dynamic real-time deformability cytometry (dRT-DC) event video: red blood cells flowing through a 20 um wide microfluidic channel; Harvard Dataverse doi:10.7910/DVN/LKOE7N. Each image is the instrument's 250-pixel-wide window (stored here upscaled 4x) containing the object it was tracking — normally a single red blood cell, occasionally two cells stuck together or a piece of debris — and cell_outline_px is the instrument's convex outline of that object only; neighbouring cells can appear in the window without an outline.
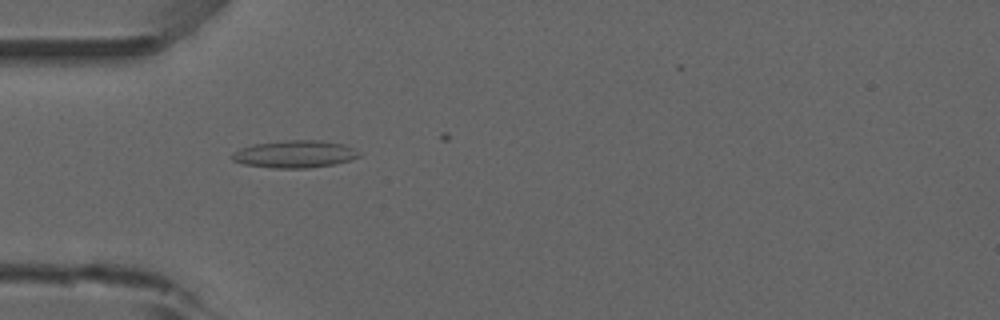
{"species": "common noctule bat (a hibernating species)", "species_latin": "Nyctalus noctula", "temperature_condition": "room temperature", "stored_images_in_passage": 13, "camera_frame_rate_fps": 3000, "um_per_image_px": 0.085, "animal": {"sex": "male", "forearm_length_mm": 52.5}, "frame": {"image": 1, "passage_image": 9, "time_ms": 2.667, "image_size_px": [1000, 320], "cell_outline_px": [[360, 156], [336, 164], [308, 168], [276, 168], [244, 164], [232, 160], [232, 152], [240, 148], [252, 144], [288, 140], [320, 140], [344, 144], [360, 152]], "centroid_in_image_um": [25.05, 13.09], "position_along_channel_um": 60.0, "area_um2": 20.23}}
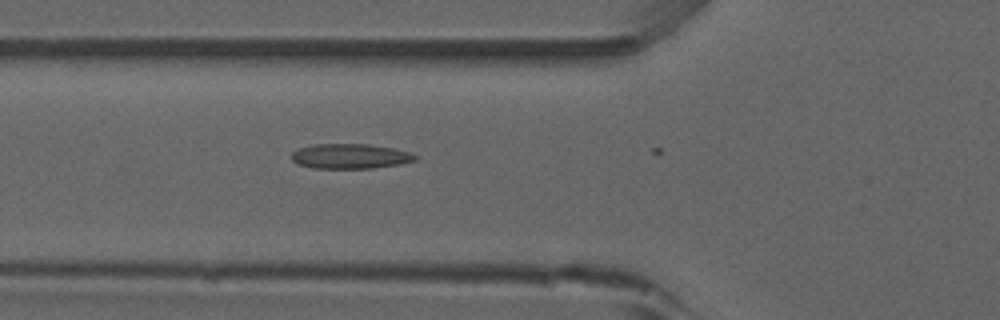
{"frame": {"image": 2, "passage_image": 12, "time_ms": 3.667, "image_size_px": [1000, 320], "cell_outline_px": [[416, 160], [400, 164], [372, 168], [312, 168], [300, 164], [292, 160], [292, 152], [296, 148], [312, 144], [368, 144], [392, 148], [408, 152], [416, 156]], "centroid_in_image_um": [29.72, 13.27], "position_along_channel_um": 96.1, "area_um2": 17.86}}